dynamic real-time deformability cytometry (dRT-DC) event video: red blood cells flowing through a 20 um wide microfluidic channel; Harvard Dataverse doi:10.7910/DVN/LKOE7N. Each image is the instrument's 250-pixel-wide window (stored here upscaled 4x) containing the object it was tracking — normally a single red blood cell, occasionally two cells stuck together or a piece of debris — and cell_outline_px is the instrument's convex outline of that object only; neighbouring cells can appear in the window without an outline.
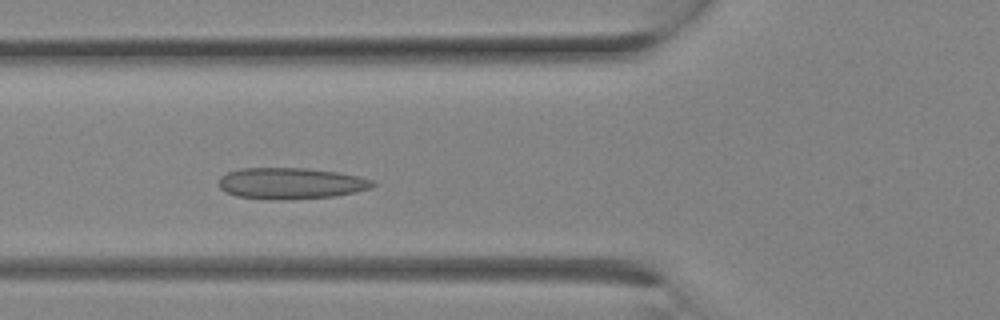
{"species": "Egyptian fruit bat (a non-hibernating species)", "species_latin": "Rousettus aegyptiacus", "temperature_condition": "room temperature", "stored_images_in_passage": 25, "camera_frame_rate_fps": 3000, "um_per_image_px": 0.085, "animal": {"sex": "female"}, "frame": {"image": 1, "passage_image": 8, "time_ms": 2.333, "image_size_px": [1000, 320], "cell_outline_px": [[376, 184], [372, 188], [336, 196], [292, 200], [284, 200], [236, 196], [224, 192], [216, 184], [220, 176], [228, 172], [240, 168], [308, 168], [340, 172], [360, 176], [372, 180]], "centroid_in_image_um": [24.72, 15.58], "position_along_channel_um": 101.1, "area_um2": 28.5}}
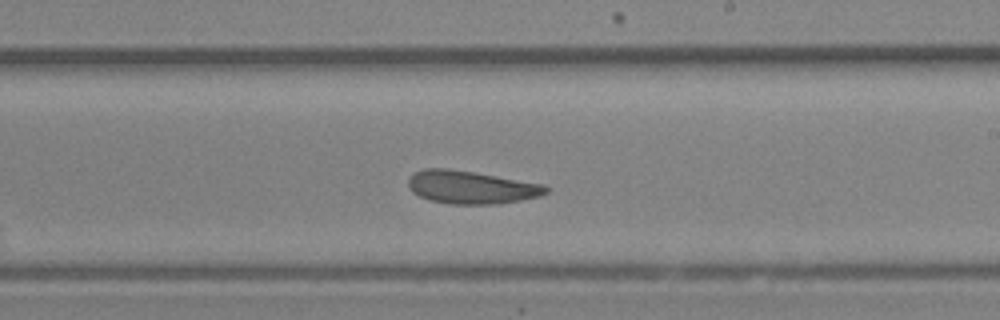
{"frame": {"image": 2, "passage_image": 14, "time_ms": 4.333, "image_size_px": [1000, 320], "cell_outline_px": [[548, 192], [540, 196], [520, 200], [496, 204], [452, 204], [428, 200], [412, 192], [408, 188], [408, 176], [424, 168], [448, 168], [544, 184], [548, 188]], "centroid_in_image_um": [40.01, 15.92], "position_along_channel_um": 249.0, "area_um2": 26.41}}
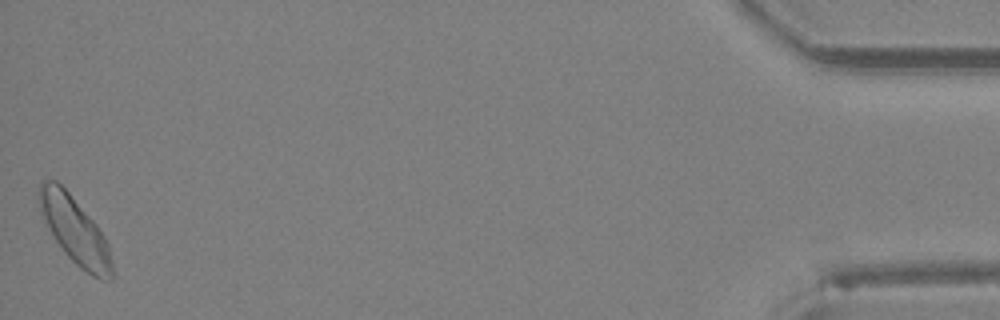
{"frame": {"image": 3, "passage_image": 25, "time_ms": 8.0, "image_size_px": [1000, 320], "cell_outline_px": [[112, 280], [100, 280], [92, 276], [80, 268], [64, 252], [48, 228], [40, 212], [36, 200], [36, 196], [40, 180], [56, 180], [68, 192], [96, 224], [104, 236], [108, 244], [112, 264]], "centroid_in_image_um": [6.32, 19.56], "position_along_channel_um": 428.9, "area_um2": 28.38}}